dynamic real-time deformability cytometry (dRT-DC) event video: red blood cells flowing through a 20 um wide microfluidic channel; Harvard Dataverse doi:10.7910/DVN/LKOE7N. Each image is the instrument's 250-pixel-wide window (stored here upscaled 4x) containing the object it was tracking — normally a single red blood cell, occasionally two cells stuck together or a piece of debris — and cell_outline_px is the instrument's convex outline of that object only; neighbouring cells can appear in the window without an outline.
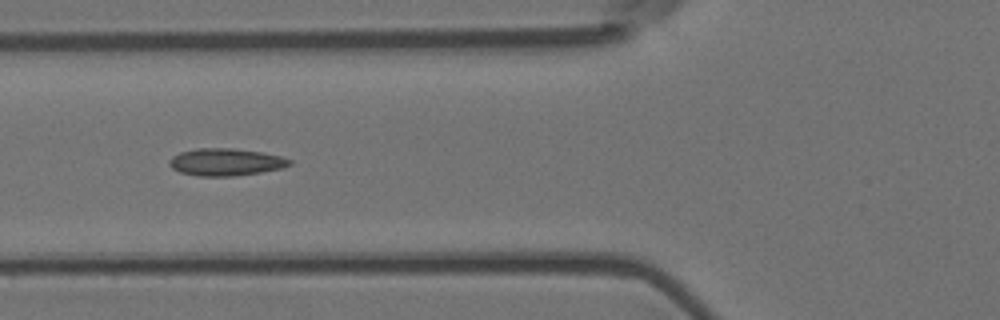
{"species": "Egyptian fruit bat (a non-hibernating species)", "species_latin": "Rousettus aegyptiacus", "temperature_condition": "room temperature", "stored_images_in_passage": 6, "camera_frame_rate_fps": 3000, "um_per_image_px": 0.085, "animal": {"sex": "female"}, "frame": {"image": 1, "passage_image": 5, "time_ms": 1.333, "image_size_px": [1000, 320], "cell_outline_px": [[292, 164], [284, 168], [236, 176], [196, 176], [180, 172], [172, 168], [168, 164], [168, 160], [172, 156], [180, 152], [196, 148], [232, 148], [264, 152], [280, 156], [292, 160]], "centroid_in_image_um": [19.19, 13.77], "position_along_channel_um": 106.6, "area_um2": 19.36}}
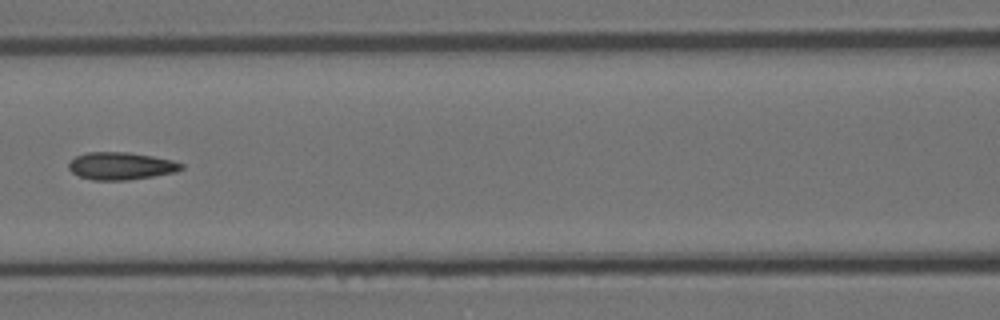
{"frame": {"image": 2, "passage_image": 6, "time_ms": 1.667, "image_size_px": [1000, 320], "cell_outline_px": [[184, 168], [176, 172], [128, 180], [92, 180], [80, 176], [72, 172], [68, 168], [68, 164], [76, 156], [88, 152], [128, 152], [152, 156], [172, 160], [184, 164]], "centroid_in_image_um": [10.29, 14.1], "position_along_channel_um": 156.3, "area_um2": 17.98}}